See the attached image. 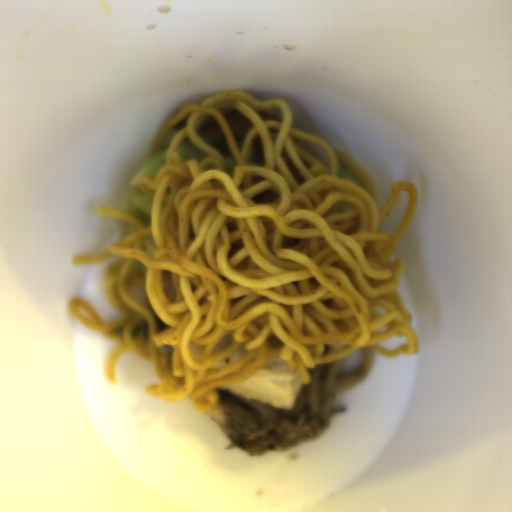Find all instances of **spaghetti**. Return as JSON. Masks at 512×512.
<instances>
[{"label": "spaghetti", "instance_id": "c7327b10", "mask_svg": "<svg viewBox=\"0 0 512 512\" xmlns=\"http://www.w3.org/2000/svg\"><path fill=\"white\" fill-rule=\"evenodd\" d=\"M232 110L254 125L241 149L222 117ZM256 110L281 121L263 122ZM189 113L155 178L136 180L138 189L153 195L150 227L129 211L99 206V215L130 223L132 234L99 253L73 255L76 264L119 256L105 265L102 285L121 318L104 321L86 299L69 300L79 323L115 340L106 360L109 380L115 379L118 358L134 352L155 366L159 378L146 392L175 403L192 398L206 413L220 404L217 388L245 381L271 356H280L310 384L308 368L360 348L388 357L420 353L399 291L406 263L401 256L391 259L417 213L415 184L393 183L378 209L366 168L294 127L285 99L260 101L235 88L179 111L153 138L152 156ZM216 118L235 161L232 174L223 156L196 133ZM257 134L263 167L248 164ZM184 138L207 157L182 161L175 149ZM294 138L314 144L326 164ZM340 160L361 176L365 190L339 179ZM265 189L280 197L263 204L250 199ZM406 190L410 201L403 222L394 235L382 233L379 224ZM151 235L158 247L153 256L139 249ZM228 333L231 343L212 354ZM396 335L406 336L407 343L395 351L375 344ZM242 344L246 356L211 370Z\"/></svg>", "mask_w": 512, "mask_h": 512}]
</instances>
